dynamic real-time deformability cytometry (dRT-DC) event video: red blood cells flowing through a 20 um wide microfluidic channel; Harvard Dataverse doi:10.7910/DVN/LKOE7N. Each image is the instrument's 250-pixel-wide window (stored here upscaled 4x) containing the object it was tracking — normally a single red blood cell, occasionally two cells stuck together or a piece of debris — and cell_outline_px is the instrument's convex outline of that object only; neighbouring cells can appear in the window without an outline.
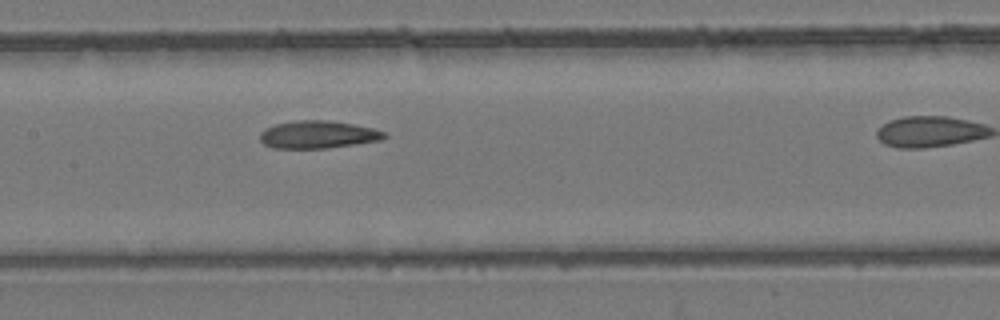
{"species": "common noctule bat (a hibernating species)", "species_latin": "Nyctalus noctula", "temperature_condition": "room temperature", "stored_images_in_passage": 7, "camera_frame_rate_fps": 3000, "um_per_image_px": 0.085, "animal": {"sex": "female", "body_mass_g": 24.6, "forearm_length_mm": 56.2}, "frame": {"image": 1, "passage_image": 6, "time_ms": 5.667, "image_size_px": [1000, 320], "cell_outline_px": [[388, 136], [380, 140], [328, 148], [272, 148], [264, 144], [260, 140], [260, 132], [264, 128], [276, 124], [296, 120], [328, 120], [352, 124], [372, 128], [384, 132]], "centroid_in_image_um": [26.98, 11.44], "position_along_channel_um": 180.4, "area_um2": 19.94}}